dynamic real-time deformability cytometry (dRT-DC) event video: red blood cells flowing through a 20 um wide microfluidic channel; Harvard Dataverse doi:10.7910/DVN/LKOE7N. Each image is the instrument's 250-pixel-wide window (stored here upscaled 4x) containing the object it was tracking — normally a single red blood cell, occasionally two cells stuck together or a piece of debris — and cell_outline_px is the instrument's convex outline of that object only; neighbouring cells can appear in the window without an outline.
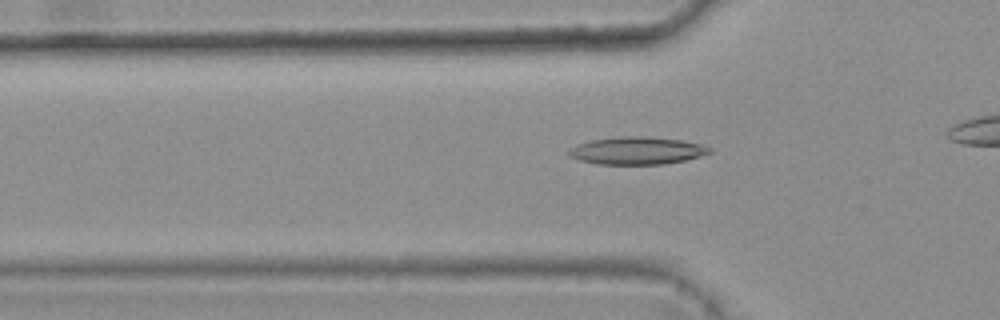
{"species": "common noctule bat (a hibernating species)", "species_latin": "Nyctalus noctula", "temperature_condition": "warm", "stored_images_in_passage": 37, "camera_frame_rate_fps": 3000, "um_per_image_px": 0.085, "animal": {"sex": "female", "body_mass_g": 25.1}, "frame": {"image": 1, "passage_image": 11, "time_ms": 3.333, "image_size_px": [1000, 320], "cell_outline_px": [[712, 152], [700, 156], [684, 160], [664, 164], [596, 164], [580, 160], [572, 156], [568, 152], [576, 144], [592, 140], [628, 136], [640, 136], [680, 140], [704, 144], [712, 148]], "centroid_in_image_um": [54.19, 12.81], "position_along_channel_um": 71.6, "area_um2": 22.31}}
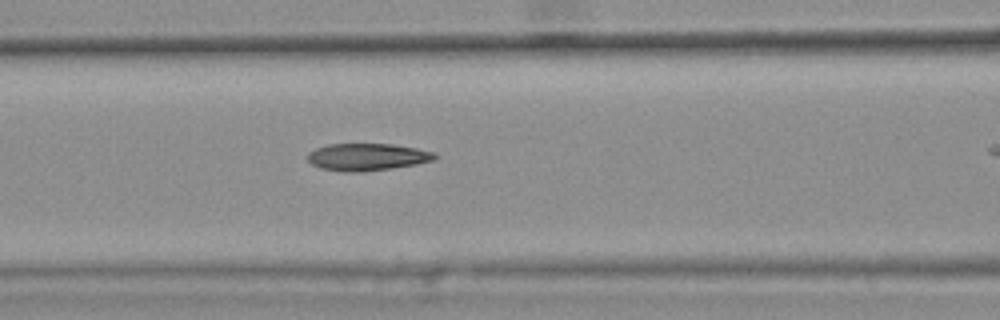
{"frame": {"image": 2, "passage_image": 16, "time_ms": 5.0, "image_size_px": [1000, 320], "cell_outline_px": [[436, 156], [432, 160], [416, 164], [392, 168], [360, 172], [344, 172], [320, 168], [312, 164], [304, 156], [308, 152], [316, 148], [328, 144], [392, 144], [416, 148], [436, 152]], "centroid_in_image_um": [31.16, 13.34], "position_along_channel_um": 135.4, "area_um2": 20.23}}
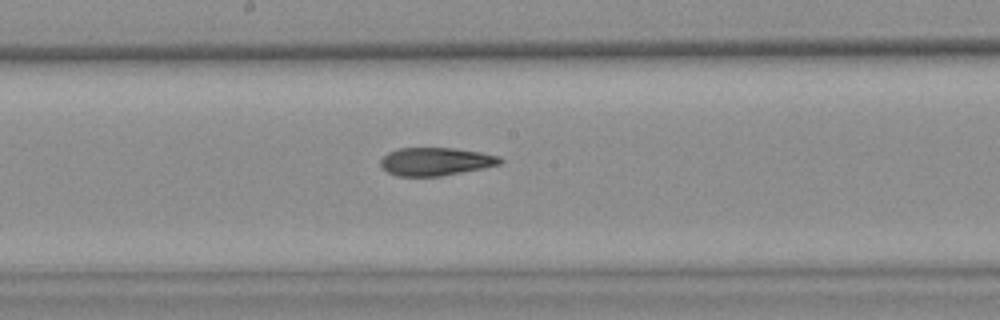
{"frame": {"image": 3, "passage_image": 22, "time_ms": 7.0, "image_size_px": [1000, 320], "cell_outline_px": [[504, 160], [500, 164], [484, 168], [440, 176], [396, 176], [388, 172], [380, 164], [380, 160], [388, 152], [400, 148], [452, 148], [480, 152], [500, 156]], "centroid_in_image_um": [37.05, 13.73], "position_along_channel_um": 211.2, "area_um2": 19.48}}